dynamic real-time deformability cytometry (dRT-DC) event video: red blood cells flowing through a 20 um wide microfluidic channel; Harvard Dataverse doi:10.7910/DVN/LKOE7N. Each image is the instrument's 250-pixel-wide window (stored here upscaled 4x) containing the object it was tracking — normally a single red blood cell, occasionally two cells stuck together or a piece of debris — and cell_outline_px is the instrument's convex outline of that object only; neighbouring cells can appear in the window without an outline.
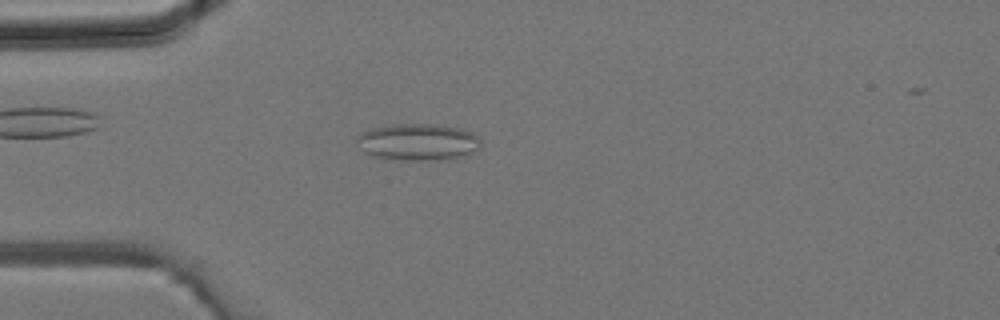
{"species": "common noctule bat (a hibernating species)", "species_latin": "Nyctalus noctula", "temperature_condition": "room temperature", "stored_images_in_passage": 36, "camera_frame_rate_fps": 3000, "um_per_image_px": 0.085, "animal": {"sex": "male", "body_mass_g": 19.2, "forearm_length_mm": 51.8}, "frame": {"image": 1, "passage_image": 9, "time_ms": 2.667, "image_size_px": [1000, 320], "cell_outline_px": [[480, 148], [468, 156], [456, 160], [400, 160], [368, 156], [360, 148], [356, 140], [356, 136], [360, 132], [372, 128], [392, 124], [432, 124], [464, 128], [472, 132], [480, 140]], "centroid_in_image_um": [35.55, 12.09], "position_along_channel_um": 49.5, "area_um2": 27.4}}
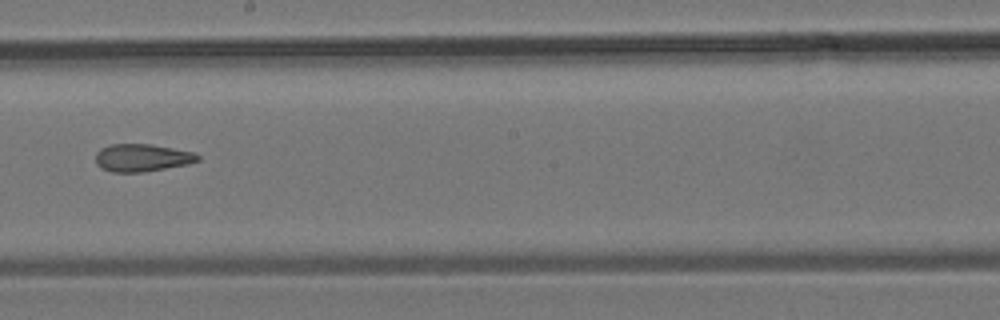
{"frame": {"image": 2, "passage_image": 20, "time_ms": 6.333, "image_size_px": [1000, 320], "cell_outline_px": [[200, 160], [188, 164], [144, 172], [112, 172], [100, 168], [96, 164], [96, 152], [100, 148], [108, 144], [152, 144], [196, 152], [200, 156]], "centroid_in_image_um": [12.08, 13.4], "position_along_channel_um": 236.1, "area_um2": 16.7}}
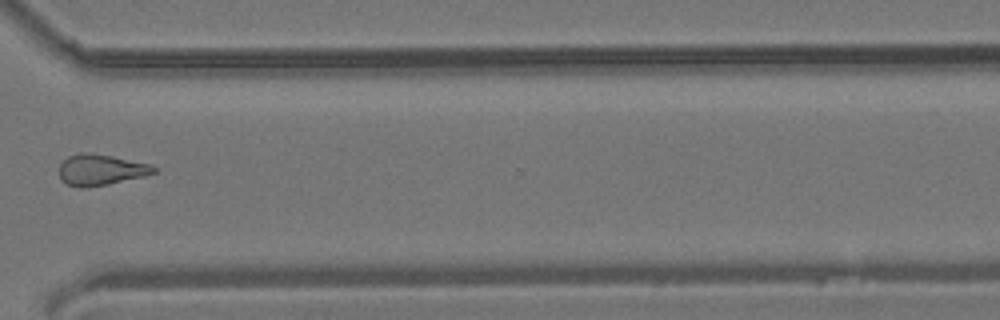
{"frame": {"image": 3, "passage_image": 27, "time_ms": 8.667, "image_size_px": [1000, 320], "cell_outline_px": [[156, 172], [144, 176], [108, 184], [80, 188], [68, 184], [60, 180], [60, 164], [68, 156], [80, 152], [84, 152], [112, 156], [152, 164], [156, 168]], "centroid_in_image_um": [8.57, 14.43], "position_along_channel_um": 362.0, "area_um2": 16.99}}